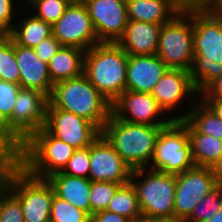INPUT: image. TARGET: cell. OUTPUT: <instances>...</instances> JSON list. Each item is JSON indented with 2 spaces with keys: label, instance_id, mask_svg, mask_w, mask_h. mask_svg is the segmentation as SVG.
Masks as SVG:
<instances>
[{
  "label": "cell",
  "instance_id": "obj_4",
  "mask_svg": "<svg viewBox=\"0 0 222 222\" xmlns=\"http://www.w3.org/2000/svg\"><path fill=\"white\" fill-rule=\"evenodd\" d=\"M49 103L83 117L100 131L111 115V103L84 74L55 83Z\"/></svg>",
  "mask_w": 222,
  "mask_h": 222
},
{
  "label": "cell",
  "instance_id": "obj_41",
  "mask_svg": "<svg viewBox=\"0 0 222 222\" xmlns=\"http://www.w3.org/2000/svg\"><path fill=\"white\" fill-rule=\"evenodd\" d=\"M14 161V157L4 148L0 147V184L2 183L5 169Z\"/></svg>",
  "mask_w": 222,
  "mask_h": 222
},
{
  "label": "cell",
  "instance_id": "obj_21",
  "mask_svg": "<svg viewBox=\"0 0 222 222\" xmlns=\"http://www.w3.org/2000/svg\"><path fill=\"white\" fill-rule=\"evenodd\" d=\"M126 10L128 20L163 25L183 7L176 0H126Z\"/></svg>",
  "mask_w": 222,
  "mask_h": 222
},
{
  "label": "cell",
  "instance_id": "obj_8",
  "mask_svg": "<svg viewBox=\"0 0 222 222\" xmlns=\"http://www.w3.org/2000/svg\"><path fill=\"white\" fill-rule=\"evenodd\" d=\"M49 97L36 89H20L9 126V153L14 157L23 143L36 131L45 127Z\"/></svg>",
  "mask_w": 222,
  "mask_h": 222
},
{
  "label": "cell",
  "instance_id": "obj_34",
  "mask_svg": "<svg viewBox=\"0 0 222 222\" xmlns=\"http://www.w3.org/2000/svg\"><path fill=\"white\" fill-rule=\"evenodd\" d=\"M89 170L90 146L82 149H76L61 172L70 176L89 179Z\"/></svg>",
  "mask_w": 222,
  "mask_h": 222
},
{
  "label": "cell",
  "instance_id": "obj_40",
  "mask_svg": "<svg viewBox=\"0 0 222 222\" xmlns=\"http://www.w3.org/2000/svg\"><path fill=\"white\" fill-rule=\"evenodd\" d=\"M0 147L9 152V126L0 112Z\"/></svg>",
  "mask_w": 222,
  "mask_h": 222
},
{
  "label": "cell",
  "instance_id": "obj_39",
  "mask_svg": "<svg viewBox=\"0 0 222 222\" xmlns=\"http://www.w3.org/2000/svg\"><path fill=\"white\" fill-rule=\"evenodd\" d=\"M203 100H222V74L213 81L202 93Z\"/></svg>",
  "mask_w": 222,
  "mask_h": 222
},
{
  "label": "cell",
  "instance_id": "obj_44",
  "mask_svg": "<svg viewBox=\"0 0 222 222\" xmlns=\"http://www.w3.org/2000/svg\"><path fill=\"white\" fill-rule=\"evenodd\" d=\"M222 120V100H203Z\"/></svg>",
  "mask_w": 222,
  "mask_h": 222
},
{
  "label": "cell",
  "instance_id": "obj_30",
  "mask_svg": "<svg viewBox=\"0 0 222 222\" xmlns=\"http://www.w3.org/2000/svg\"><path fill=\"white\" fill-rule=\"evenodd\" d=\"M50 222H91V216L54 195L51 204Z\"/></svg>",
  "mask_w": 222,
  "mask_h": 222
},
{
  "label": "cell",
  "instance_id": "obj_32",
  "mask_svg": "<svg viewBox=\"0 0 222 222\" xmlns=\"http://www.w3.org/2000/svg\"><path fill=\"white\" fill-rule=\"evenodd\" d=\"M0 222H24L20 200L0 184Z\"/></svg>",
  "mask_w": 222,
  "mask_h": 222
},
{
  "label": "cell",
  "instance_id": "obj_27",
  "mask_svg": "<svg viewBox=\"0 0 222 222\" xmlns=\"http://www.w3.org/2000/svg\"><path fill=\"white\" fill-rule=\"evenodd\" d=\"M106 210L131 219L133 222L142 215L137 193L131 182L121 185L116 190Z\"/></svg>",
  "mask_w": 222,
  "mask_h": 222
},
{
  "label": "cell",
  "instance_id": "obj_22",
  "mask_svg": "<svg viewBox=\"0 0 222 222\" xmlns=\"http://www.w3.org/2000/svg\"><path fill=\"white\" fill-rule=\"evenodd\" d=\"M46 179L52 185L57 197L87 212L91 216L89 199L90 179L70 176L61 171L51 174Z\"/></svg>",
  "mask_w": 222,
  "mask_h": 222
},
{
  "label": "cell",
  "instance_id": "obj_10",
  "mask_svg": "<svg viewBox=\"0 0 222 222\" xmlns=\"http://www.w3.org/2000/svg\"><path fill=\"white\" fill-rule=\"evenodd\" d=\"M152 161L150 169L174 175L195 166L187 128L180 121H172L161 130Z\"/></svg>",
  "mask_w": 222,
  "mask_h": 222
},
{
  "label": "cell",
  "instance_id": "obj_35",
  "mask_svg": "<svg viewBox=\"0 0 222 222\" xmlns=\"http://www.w3.org/2000/svg\"><path fill=\"white\" fill-rule=\"evenodd\" d=\"M20 89L19 84L0 81V112L6 120L12 115Z\"/></svg>",
  "mask_w": 222,
  "mask_h": 222
},
{
  "label": "cell",
  "instance_id": "obj_48",
  "mask_svg": "<svg viewBox=\"0 0 222 222\" xmlns=\"http://www.w3.org/2000/svg\"><path fill=\"white\" fill-rule=\"evenodd\" d=\"M217 13L222 15V0H214L211 6Z\"/></svg>",
  "mask_w": 222,
  "mask_h": 222
},
{
  "label": "cell",
  "instance_id": "obj_13",
  "mask_svg": "<svg viewBox=\"0 0 222 222\" xmlns=\"http://www.w3.org/2000/svg\"><path fill=\"white\" fill-rule=\"evenodd\" d=\"M52 32L62 46H73L84 51L101 43L84 3H70L63 16L52 26Z\"/></svg>",
  "mask_w": 222,
  "mask_h": 222
},
{
  "label": "cell",
  "instance_id": "obj_38",
  "mask_svg": "<svg viewBox=\"0 0 222 222\" xmlns=\"http://www.w3.org/2000/svg\"><path fill=\"white\" fill-rule=\"evenodd\" d=\"M91 222H133V221L116 213L103 210L91 215Z\"/></svg>",
  "mask_w": 222,
  "mask_h": 222
},
{
  "label": "cell",
  "instance_id": "obj_16",
  "mask_svg": "<svg viewBox=\"0 0 222 222\" xmlns=\"http://www.w3.org/2000/svg\"><path fill=\"white\" fill-rule=\"evenodd\" d=\"M162 112L164 111L151 93L125 90L111 104V113L116 118L133 124L168 126L172 119L155 121V117Z\"/></svg>",
  "mask_w": 222,
  "mask_h": 222
},
{
  "label": "cell",
  "instance_id": "obj_28",
  "mask_svg": "<svg viewBox=\"0 0 222 222\" xmlns=\"http://www.w3.org/2000/svg\"><path fill=\"white\" fill-rule=\"evenodd\" d=\"M222 209V182L208 192L184 222H205Z\"/></svg>",
  "mask_w": 222,
  "mask_h": 222
},
{
  "label": "cell",
  "instance_id": "obj_1",
  "mask_svg": "<svg viewBox=\"0 0 222 222\" xmlns=\"http://www.w3.org/2000/svg\"><path fill=\"white\" fill-rule=\"evenodd\" d=\"M194 60L191 82L202 93L222 74V15L212 7H192Z\"/></svg>",
  "mask_w": 222,
  "mask_h": 222
},
{
  "label": "cell",
  "instance_id": "obj_31",
  "mask_svg": "<svg viewBox=\"0 0 222 222\" xmlns=\"http://www.w3.org/2000/svg\"><path fill=\"white\" fill-rule=\"evenodd\" d=\"M121 185L123 184H118L115 182L91 181L89 193L91 215L96 212L106 210L108 203Z\"/></svg>",
  "mask_w": 222,
  "mask_h": 222
},
{
  "label": "cell",
  "instance_id": "obj_14",
  "mask_svg": "<svg viewBox=\"0 0 222 222\" xmlns=\"http://www.w3.org/2000/svg\"><path fill=\"white\" fill-rule=\"evenodd\" d=\"M133 168L100 134L90 145L89 179L95 182L126 184L131 181Z\"/></svg>",
  "mask_w": 222,
  "mask_h": 222
},
{
  "label": "cell",
  "instance_id": "obj_46",
  "mask_svg": "<svg viewBox=\"0 0 222 222\" xmlns=\"http://www.w3.org/2000/svg\"><path fill=\"white\" fill-rule=\"evenodd\" d=\"M9 37V31L0 24V43L5 41Z\"/></svg>",
  "mask_w": 222,
  "mask_h": 222
},
{
  "label": "cell",
  "instance_id": "obj_26",
  "mask_svg": "<svg viewBox=\"0 0 222 222\" xmlns=\"http://www.w3.org/2000/svg\"><path fill=\"white\" fill-rule=\"evenodd\" d=\"M194 108V111L171 119L173 121L185 119L197 132L222 140V120L204 101Z\"/></svg>",
  "mask_w": 222,
  "mask_h": 222
},
{
  "label": "cell",
  "instance_id": "obj_47",
  "mask_svg": "<svg viewBox=\"0 0 222 222\" xmlns=\"http://www.w3.org/2000/svg\"><path fill=\"white\" fill-rule=\"evenodd\" d=\"M205 222H222V209L215 213L209 220Z\"/></svg>",
  "mask_w": 222,
  "mask_h": 222
},
{
  "label": "cell",
  "instance_id": "obj_33",
  "mask_svg": "<svg viewBox=\"0 0 222 222\" xmlns=\"http://www.w3.org/2000/svg\"><path fill=\"white\" fill-rule=\"evenodd\" d=\"M37 10L35 17L52 26L63 16L70 5L68 0H34L30 3Z\"/></svg>",
  "mask_w": 222,
  "mask_h": 222
},
{
  "label": "cell",
  "instance_id": "obj_17",
  "mask_svg": "<svg viewBox=\"0 0 222 222\" xmlns=\"http://www.w3.org/2000/svg\"><path fill=\"white\" fill-rule=\"evenodd\" d=\"M168 67L156 55H128L126 90L152 93Z\"/></svg>",
  "mask_w": 222,
  "mask_h": 222
},
{
  "label": "cell",
  "instance_id": "obj_23",
  "mask_svg": "<svg viewBox=\"0 0 222 222\" xmlns=\"http://www.w3.org/2000/svg\"><path fill=\"white\" fill-rule=\"evenodd\" d=\"M85 51L73 46H61L47 63L53 84L83 74Z\"/></svg>",
  "mask_w": 222,
  "mask_h": 222
},
{
  "label": "cell",
  "instance_id": "obj_36",
  "mask_svg": "<svg viewBox=\"0 0 222 222\" xmlns=\"http://www.w3.org/2000/svg\"><path fill=\"white\" fill-rule=\"evenodd\" d=\"M61 46L62 45L60 44V42L52 34L51 36L41 41L33 49L35 50L36 55L42 61L48 63Z\"/></svg>",
  "mask_w": 222,
  "mask_h": 222
},
{
  "label": "cell",
  "instance_id": "obj_18",
  "mask_svg": "<svg viewBox=\"0 0 222 222\" xmlns=\"http://www.w3.org/2000/svg\"><path fill=\"white\" fill-rule=\"evenodd\" d=\"M15 59L20 71V87L22 89H36L50 97L54 84L49 77L47 63L36 55L33 48L20 46L16 43Z\"/></svg>",
  "mask_w": 222,
  "mask_h": 222
},
{
  "label": "cell",
  "instance_id": "obj_6",
  "mask_svg": "<svg viewBox=\"0 0 222 222\" xmlns=\"http://www.w3.org/2000/svg\"><path fill=\"white\" fill-rule=\"evenodd\" d=\"M2 183L20 200L24 222H50L55 192L47 179L29 175L13 161L4 171Z\"/></svg>",
  "mask_w": 222,
  "mask_h": 222
},
{
  "label": "cell",
  "instance_id": "obj_3",
  "mask_svg": "<svg viewBox=\"0 0 222 222\" xmlns=\"http://www.w3.org/2000/svg\"><path fill=\"white\" fill-rule=\"evenodd\" d=\"M164 127L128 123L111 113L101 135L130 167L146 168L153 159L155 142Z\"/></svg>",
  "mask_w": 222,
  "mask_h": 222
},
{
  "label": "cell",
  "instance_id": "obj_49",
  "mask_svg": "<svg viewBox=\"0 0 222 222\" xmlns=\"http://www.w3.org/2000/svg\"><path fill=\"white\" fill-rule=\"evenodd\" d=\"M70 3H84L86 0H68Z\"/></svg>",
  "mask_w": 222,
  "mask_h": 222
},
{
  "label": "cell",
  "instance_id": "obj_19",
  "mask_svg": "<svg viewBox=\"0 0 222 222\" xmlns=\"http://www.w3.org/2000/svg\"><path fill=\"white\" fill-rule=\"evenodd\" d=\"M197 93L189 71L168 68L156 83L152 96L163 111L174 108L186 96Z\"/></svg>",
  "mask_w": 222,
  "mask_h": 222
},
{
  "label": "cell",
  "instance_id": "obj_37",
  "mask_svg": "<svg viewBox=\"0 0 222 222\" xmlns=\"http://www.w3.org/2000/svg\"><path fill=\"white\" fill-rule=\"evenodd\" d=\"M13 0H0V24L10 31L14 24L13 18ZM13 25V26H12Z\"/></svg>",
  "mask_w": 222,
  "mask_h": 222
},
{
  "label": "cell",
  "instance_id": "obj_42",
  "mask_svg": "<svg viewBox=\"0 0 222 222\" xmlns=\"http://www.w3.org/2000/svg\"><path fill=\"white\" fill-rule=\"evenodd\" d=\"M183 8L186 7H211L214 0H176Z\"/></svg>",
  "mask_w": 222,
  "mask_h": 222
},
{
  "label": "cell",
  "instance_id": "obj_45",
  "mask_svg": "<svg viewBox=\"0 0 222 222\" xmlns=\"http://www.w3.org/2000/svg\"><path fill=\"white\" fill-rule=\"evenodd\" d=\"M213 170L217 175L219 182H222V156L217 165L213 168Z\"/></svg>",
  "mask_w": 222,
  "mask_h": 222
},
{
  "label": "cell",
  "instance_id": "obj_12",
  "mask_svg": "<svg viewBox=\"0 0 222 222\" xmlns=\"http://www.w3.org/2000/svg\"><path fill=\"white\" fill-rule=\"evenodd\" d=\"M52 136L76 149L89 147L101 134L92 123L72 112L47 105L44 127Z\"/></svg>",
  "mask_w": 222,
  "mask_h": 222
},
{
  "label": "cell",
  "instance_id": "obj_5",
  "mask_svg": "<svg viewBox=\"0 0 222 222\" xmlns=\"http://www.w3.org/2000/svg\"><path fill=\"white\" fill-rule=\"evenodd\" d=\"M76 148L52 136L44 127L34 132L14 156L29 175L46 179L62 171Z\"/></svg>",
  "mask_w": 222,
  "mask_h": 222
},
{
  "label": "cell",
  "instance_id": "obj_29",
  "mask_svg": "<svg viewBox=\"0 0 222 222\" xmlns=\"http://www.w3.org/2000/svg\"><path fill=\"white\" fill-rule=\"evenodd\" d=\"M0 76L5 82L20 84V71L15 59V42L10 37L0 43Z\"/></svg>",
  "mask_w": 222,
  "mask_h": 222
},
{
  "label": "cell",
  "instance_id": "obj_7",
  "mask_svg": "<svg viewBox=\"0 0 222 222\" xmlns=\"http://www.w3.org/2000/svg\"><path fill=\"white\" fill-rule=\"evenodd\" d=\"M156 55L168 68L190 70L194 60L192 7L183 8L161 26Z\"/></svg>",
  "mask_w": 222,
  "mask_h": 222
},
{
  "label": "cell",
  "instance_id": "obj_25",
  "mask_svg": "<svg viewBox=\"0 0 222 222\" xmlns=\"http://www.w3.org/2000/svg\"><path fill=\"white\" fill-rule=\"evenodd\" d=\"M52 25L32 16L9 31V37L20 46L34 48L45 38L51 36Z\"/></svg>",
  "mask_w": 222,
  "mask_h": 222
},
{
  "label": "cell",
  "instance_id": "obj_20",
  "mask_svg": "<svg viewBox=\"0 0 222 222\" xmlns=\"http://www.w3.org/2000/svg\"><path fill=\"white\" fill-rule=\"evenodd\" d=\"M161 26L128 20L123 35L116 43L128 55H154L157 53Z\"/></svg>",
  "mask_w": 222,
  "mask_h": 222
},
{
  "label": "cell",
  "instance_id": "obj_43",
  "mask_svg": "<svg viewBox=\"0 0 222 222\" xmlns=\"http://www.w3.org/2000/svg\"><path fill=\"white\" fill-rule=\"evenodd\" d=\"M134 222H180V221L170 217H157V216L142 214Z\"/></svg>",
  "mask_w": 222,
  "mask_h": 222
},
{
  "label": "cell",
  "instance_id": "obj_2",
  "mask_svg": "<svg viewBox=\"0 0 222 222\" xmlns=\"http://www.w3.org/2000/svg\"><path fill=\"white\" fill-rule=\"evenodd\" d=\"M127 64L117 43L101 42L85 51L83 74L112 104L126 90Z\"/></svg>",
  "mask_w": 222,
  "mask_h": 222
},
{
  "label": "cell",
  "instance_id": "obj_15",
  "mask_svg": "<svg viewBox=\"0 0 222 222\" xmlns=\"http://www.w3.org/2000/svg\"><path fill=\"white\" fill-rule=\"evenodd\" d=\"M84 4L98 40L116 43L128 22L126 0H86Z\"/></svg>",
  "mask_w": 222,
  "mask_h": 222
},
{
  "label": "cell",
  "instance_id": "obj_9",
  "mask_svg": "<svg viewBox=\"0 0 222 222\" xmlns=\"http://www.w3.org/2000/svg\"><path fill=\"white\" fill-rule=\"evenodd\" d=\"M144 170L146 168L133 169L130 181L136 190L141 213L174 218L176 175L151 169L143 181L134 182L142 177Z\"/></svg>",
  "mask_w": 222,
  "mask_h": 222
},
{
  "label": "cell",
  "instance_id": "obj_24",
  "mask_svg": "<svg viewBox=\"0 0 222 222\" xmlns=\"http://www.w3.org/2000/svg\"><path fill=\"white\" fill-rule=\"evenodd\" d=\"M180 122L187 128L194 165L214 168L222 156V140L197 132L185 119Z\"/></svg>",
  "mask_w": 222,
  "mask_h": 222
},
{
  "label": "cell",
  "instance_id": "obj_11",
  "mask_svg": "<svg viewBox=\"0 0 222 222\" xmlns=\"http://www.w3.org/2000/svg\"><path fill=\"white\" fill-rule=\"evenodd\" d=\"M213 168L196 167L176 174L174 218L184 222L201 199L218 184Z\"/></svg>",
  "mask_w": 222,
  "mask_h": 222
}]
</instances>
